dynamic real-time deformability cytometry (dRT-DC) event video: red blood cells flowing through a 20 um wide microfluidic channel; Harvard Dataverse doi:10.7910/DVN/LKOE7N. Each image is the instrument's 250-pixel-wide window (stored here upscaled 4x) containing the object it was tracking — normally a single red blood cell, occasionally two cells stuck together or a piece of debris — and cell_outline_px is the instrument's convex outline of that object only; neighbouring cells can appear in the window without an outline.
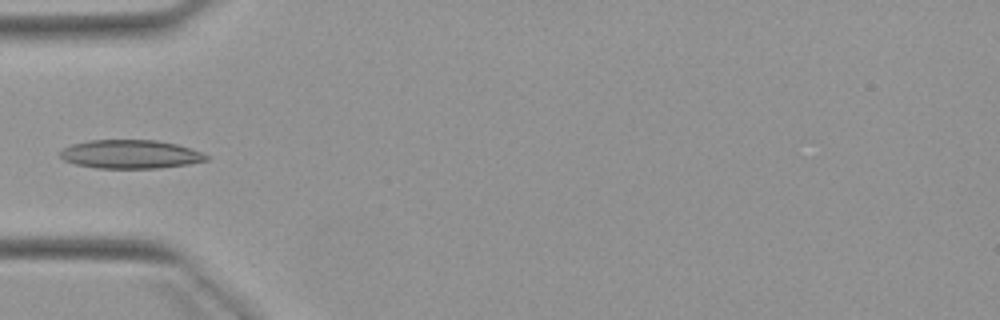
{"species": "Egyptian fruit bat (a non-hibernating species)", "species_latin": "Rousettus aegyptiacus", "temperature_condition": "warm", "stored_images_in_passage": 5, "camera_frame_rate_fps": 3000, "um_per_image_px": 0.085, "animal": {"sex": "female"}, "frame": {"image": 1, "passage_image": 5, "time_ms": 5.0, "image_size_px": [1000, 320], "cell_outline_px": [[208, 160], [188, 164], [160, 168], [96, 168], [76, 164], [64, 160], [60, 156], [60, 152], [64, 148], [72, 144], [88, 140], [156, 140], [176, 144], [200, 152], [208, 156]], "centroid_in_image_um": [11.06, 13.11], "position_along_channel_um": 73.9, "area_um2": 24.22}}